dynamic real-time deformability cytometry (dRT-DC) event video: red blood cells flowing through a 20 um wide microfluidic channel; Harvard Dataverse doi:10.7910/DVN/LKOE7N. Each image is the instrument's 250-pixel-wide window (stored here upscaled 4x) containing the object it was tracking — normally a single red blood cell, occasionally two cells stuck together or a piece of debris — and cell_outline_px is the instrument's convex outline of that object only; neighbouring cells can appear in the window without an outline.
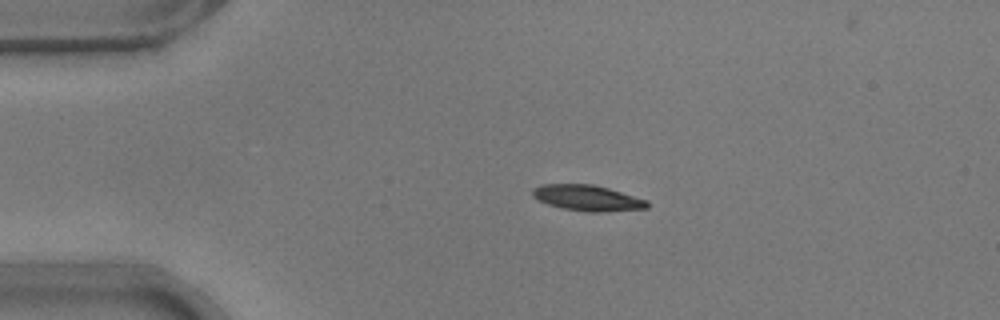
{"species": "common noctule bat (a hibernating species)", "species_latin": "Nyctalus noctula", "temperature_condition": "warm", "stored_images_in_passage": 43, "camera_frame_rate_fps": 3000, "um_per_image_px": 0.085, "animal": {"sex": "male", "body_mass_g": 17.9}, "frame": {"image": 1, "passage_image": 1, "time_ms": 0.0, "image_size_px": [1000, 320], "cell_outline_px": [[648, 208], [600, 212], [588, 212], [564, 208], [548, 204], [532, 196], [532, 188], [540, 184], [592, 184], [608, 188], [648, 200]], "centroid_in_image_um": [49.92, 16.82], "position_along_channel_um": 35.1, "area_um2": 17.11}}
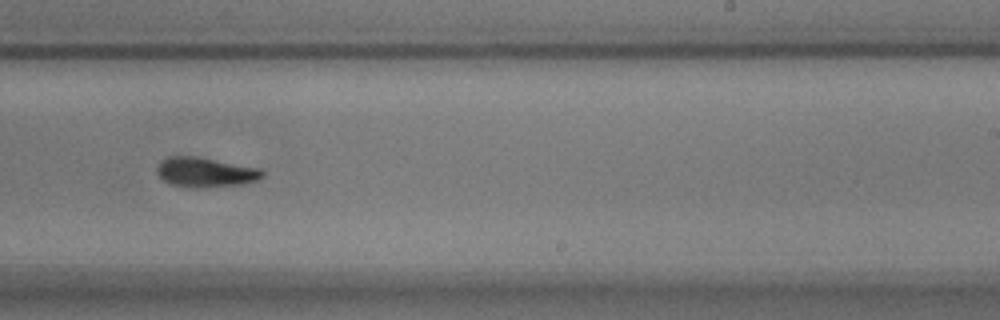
{"frame": {"image": 2, "passage_image": 23, "time_ms": 7.333, "image_size_px": [1000, 320], "cell_outline_px": [[264, 176], [260, 180], [244, 184], [172, 184], [164, 180], [156, 172], [156, 168], [160, 160], [168, 156], [196, 156], [260, 168], [264, 172]], "centroid_in_image_um": [17.49, 14.57], "position_along_channel_um": 271.5, "area_um2": 17.34}}
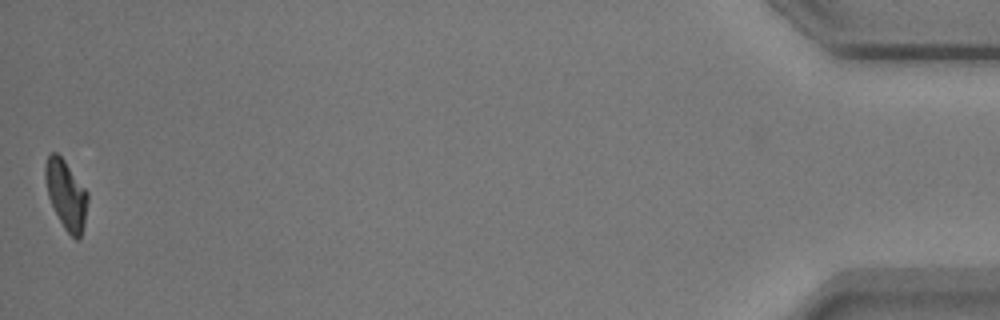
{"frame": {"image": 3, "passage_image": 43, "time_ms": 14.0, "image_size_px": [1000, 320], "cell_outline_px": [[88, 200], [84, 224], [80, 240], [76, 240], [64, 228], [48, 196], [44, 176], [44, 164], [48, 156], [52, 152], [56, 152], [64, 160], [88, 192]], "centroid_in_image_um": [5.62, 16.54], "position_along_channel_um": 429.6, "area_um2": 16.94}, "authors_computed_cell_mechanics": {"area_um2": 17.8602, "velocity_mm_per_s": 3.7682, "shape_relaxation_time_tau1_ms": 3.8526, "shape_relaxation_time_tau2_ms": 4.6832, "deformation_change_tau1": 0.1415, "deformation_change_tau2": 0.1021}}